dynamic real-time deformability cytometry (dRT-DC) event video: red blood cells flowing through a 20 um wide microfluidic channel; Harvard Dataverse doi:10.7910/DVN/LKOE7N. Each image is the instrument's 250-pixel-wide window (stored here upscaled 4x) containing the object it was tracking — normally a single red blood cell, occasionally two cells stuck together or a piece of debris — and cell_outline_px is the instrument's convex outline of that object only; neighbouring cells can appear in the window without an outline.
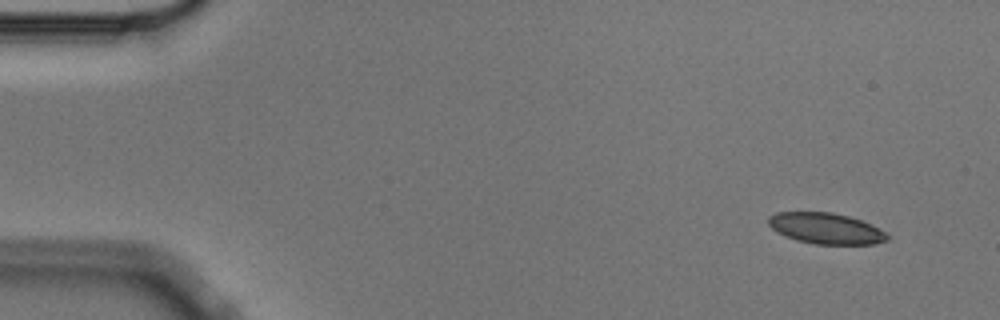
{"species": "Egyptian fruit bat (a non-hibernating species)", "species_latin": "Rousettus aegyptiacus", "temperature_condition": "cold", "stored_images_in_passage": 7, "camera_frame_rate_fps": 3000, "um_per_image_px": 0.085, "animal": {"sex": "male"}, "frame": {"image": 1, "passage_image": 1, "time_ms": 0.0, "image_size_px": [1000, 320], "cell_outline_px": [[888, 240], [872, 244], [816, 244], [796, 240], [776, 232], [768, 224], [768, 216], [776, 212], [832, 212], [848, 216], [872, 224], [880, 228], [888, 236]], "centroid_in_image_um": [70.18, 19.41], "position_along_channel_um": 14.8, "area_um2": 21.44}}
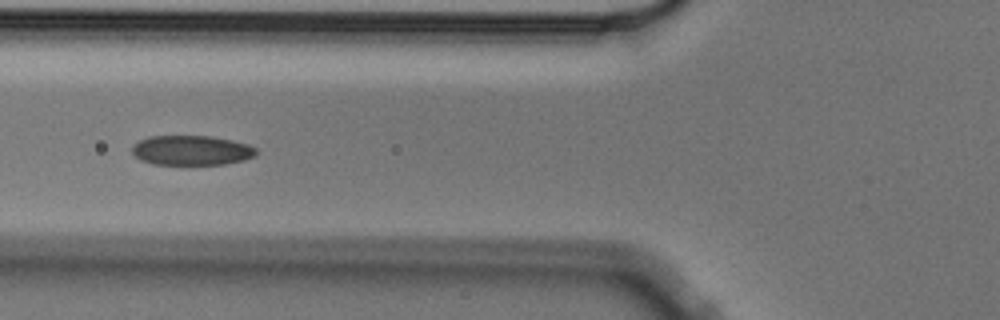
{"frame": {"image": 2, "passage_image": 6, "time_ms": 1.667, "image_size_px": [1000, 320], "cell_outline_px": [[256, 156], [244, 160], [224, 164], [152, 164], [140, 160], [132, 152], [132, 144], [148, 136], [212, 136], [232, 140], [248, 144], [256, 148]], "centroid_in_image_um": [16.27, 12.77], "position_along_channel_um": 109.5, "area_um2": 21.62}}
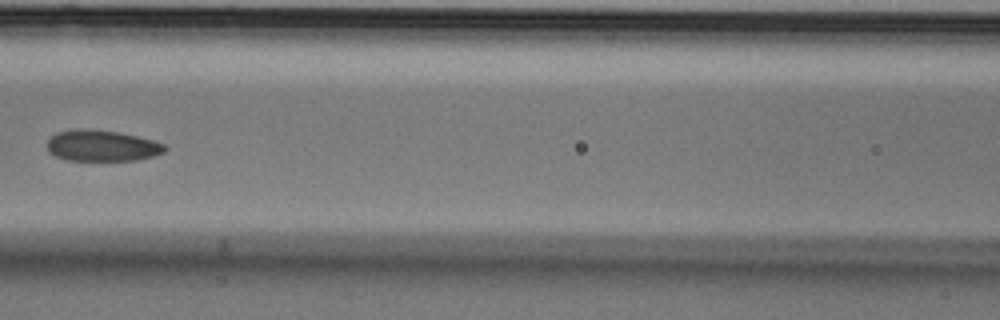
{"frame": {"image": 3, "passage_image": 7, "time_ms": 2.0, "image_size_px": [1000, 320], "cell_outline_px": [[168, 148], [164, 152], [156, 156], [136, 160], [68, 160], [56, 156], [48, 152], [48, 140], [56, 132], [72, 128], [88, 128], [120, 132], [152, 140], [164, 144]], "centroid_in_image_um": [8.66, 12.37], "position_along_channel_um": 157.9, "area_um2": 21.56}}